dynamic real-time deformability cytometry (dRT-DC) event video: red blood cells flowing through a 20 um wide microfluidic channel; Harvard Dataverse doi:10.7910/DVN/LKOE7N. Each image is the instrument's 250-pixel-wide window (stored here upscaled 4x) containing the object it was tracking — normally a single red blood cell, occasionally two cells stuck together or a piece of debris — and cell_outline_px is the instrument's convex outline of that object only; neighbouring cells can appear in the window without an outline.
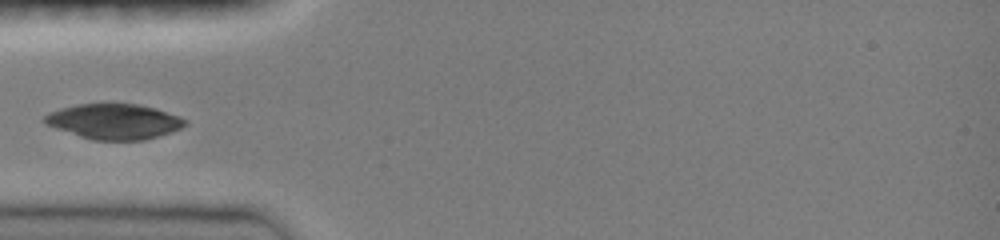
{"species": "common noctule bat (a hibernating species)", "species_latin": "Nyctalus noctula", "temperature_condition": "room temperature", "stored_images_in_passage": 40, "camera_frame_rate_fps": 3000, "um_per_image_px": 0.085, "animal": {"sex": "female", "body_mass_g": 19.0, "forearm_length_mm": 51.5}, "frame": {"image": 1, "passage_image": 1, "time_ms": 0.0, "image_size_px": [1000, 240], "cell_outline_px": [[188, 124], [180, 128], [144, 140], [92, 140], [56, 128], [40, 120], [48, 112], [60, 108], [76, 104], [140, 104], [156, 108], [180, 116], [188, 120]], "centroid_in_image_um": [9.7, 10.31], "position_along_channel_um": 75.3, "area_um2": 28.84}}
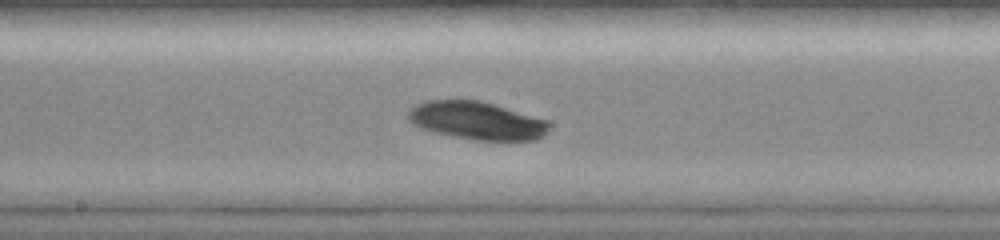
{"frame": {"image": 2, "passage_image": 17, "time_ms": 3.333, "image_size_px": [1000, 240], "cell_outline_px": [[552, 124], [548, 132], [544, 136], [536, 140], [476, 140], [432, 132], [420, 128], [412, 124], [408, 120], [408, 112], [416, 104], [424, 100], [480, 100], [548, 120]], "centroid_in_image_um": [40.55, 10.25], "position_along_channel_um": 207.7, "area_um2": 31.39}}
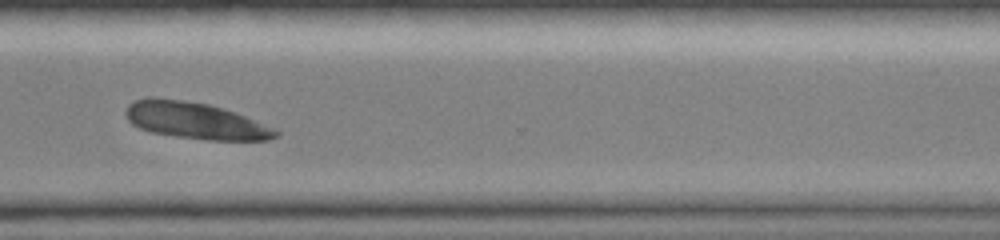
{"frame": {"image": 3, "passage_image": 39, "time_ms": 7.0, "image_size_px": [1000, 240], "cell_outline_px": [[280, 136], [268, 140], [208, 140], [176, 136], [152, 132], [140, 128], [132, 124], [128, 120], [124, 112], [128, 104], [136, 100], [148, 96], [156, 96], [184, 100], [208, 104], [224, 108], [276, 128], [280, 132]], "centroid_in_image_um": [16.6, 10.24], "position_along_channel_um": 354.0, "area_um2": 32.31}}